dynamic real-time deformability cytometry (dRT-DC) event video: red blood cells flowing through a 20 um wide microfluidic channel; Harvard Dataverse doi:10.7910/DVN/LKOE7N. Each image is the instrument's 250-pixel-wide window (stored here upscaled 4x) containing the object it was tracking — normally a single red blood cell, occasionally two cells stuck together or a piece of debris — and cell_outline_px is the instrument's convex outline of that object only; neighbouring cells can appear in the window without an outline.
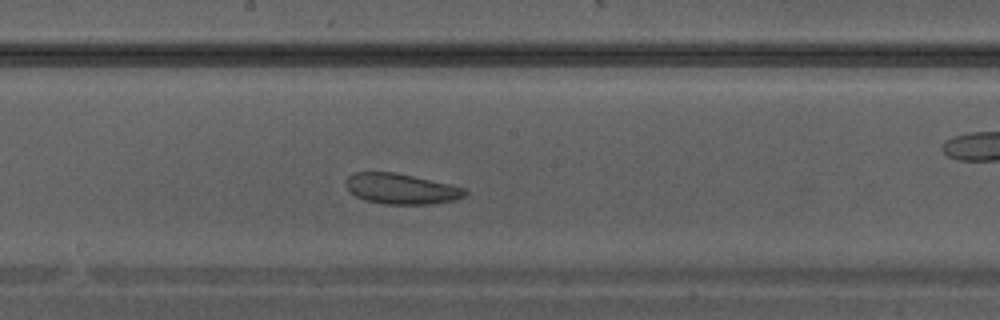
{"species": "Egyptian fruit bat (a non-hibernating species)", "species_latin": "Rousettus aegyptiacus", "temperature_condition": "warm", "stored_images_in_passage": 29, "camera_frame_rate_fps": 3000, "um_per_image_px": 0.085, "animal": {"sex": "male"}, "frame": {"image": 1, "passage_image": 13, "time_ms": 4.0, "image_size_px": [1000, 320], "cell_outline_px": [[468, 196], [456, 200], [432, 204], [384, 204], [364, 200], [348, 192], [344, 184], [344, 180], [352, 172], [396, 172], [452, 184], [468, 188]], "centroid_in_image_um": [34.12, 16.04], "position_along_channel_um": 214.1, "area_um2": 21.85}}